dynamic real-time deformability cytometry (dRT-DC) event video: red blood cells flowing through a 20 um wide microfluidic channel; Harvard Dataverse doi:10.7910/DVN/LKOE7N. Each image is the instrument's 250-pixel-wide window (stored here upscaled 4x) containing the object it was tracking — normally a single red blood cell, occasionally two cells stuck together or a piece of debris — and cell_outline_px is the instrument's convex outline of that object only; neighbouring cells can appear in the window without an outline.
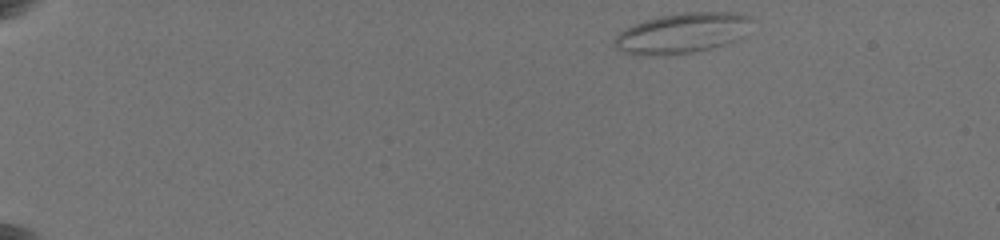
{"species": "common noctule bat (a hibernating species)", "species_latin": "Nyctalus noctula", "temperature_condition": "warm", "stored_images_in_passage": 16, "camera_frame_rate_fps": 3000, "um_per_image_px": 0.085, "animal": {"sex": "female", "body_mass_g": 19.5, "forearm_length_mm": 54.1}, "frame": {"image": 1, "passage_image": 1, "time_ms": 0.0, "image_size_px": [1000, 240], "cell_outline_px": [[756, 20], [744, 36], [740, 40], [712, 48], [692, 52], [648, 56], [624, 52], [616, 48], [616, 36], [620, 32], [644, 20], [660, 16], [684, 12], [736, 12], [748, 16]], "centroid_in_image_um": [58.1, 2.8], "position_along_channel_um": 26.9, "area_um2": 32.31}}
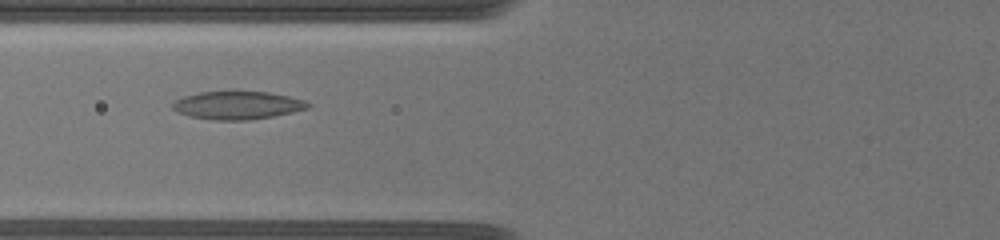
{"frame": {"image": 2, "passage_image": 13, "time_ms": 5.667, "image_size_px": [1000, 240], "cell_outline_px": [[312, 104], [308, 108], [292, 112], [272, 116], [248, 120], [212, 120], [188, 116], [172, 108], [172, 104], [176, 100], [184, 96], [200, 92], [268, 92], [288, 96], [304, 100]], "centroid_in_image_um": [20.19, 8.95], "position_along_channel_um": 105.6, "area_um2": 21.85}}
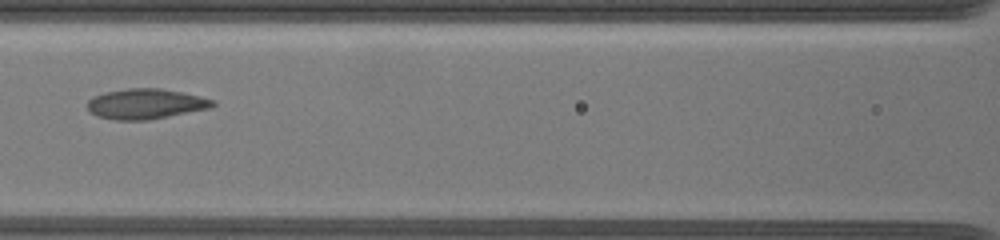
{"frame": {"image": 3, "passage_image": 16, "time_ms": 7.0, "image_size_px": [1000, 240], "cell_outline_px": [[216, 104], [208, 108], [148, 120], [112, 120], [96, 116], [88, 112], [88, 100], [92, 96], [104, 92], [128, 88], [160, 88], [184, 92], [216, 100]], "centroid_in_image_um": [12.34, 8.82], "position_along_channel_um": 154.3, "area_um2": 22.25}}